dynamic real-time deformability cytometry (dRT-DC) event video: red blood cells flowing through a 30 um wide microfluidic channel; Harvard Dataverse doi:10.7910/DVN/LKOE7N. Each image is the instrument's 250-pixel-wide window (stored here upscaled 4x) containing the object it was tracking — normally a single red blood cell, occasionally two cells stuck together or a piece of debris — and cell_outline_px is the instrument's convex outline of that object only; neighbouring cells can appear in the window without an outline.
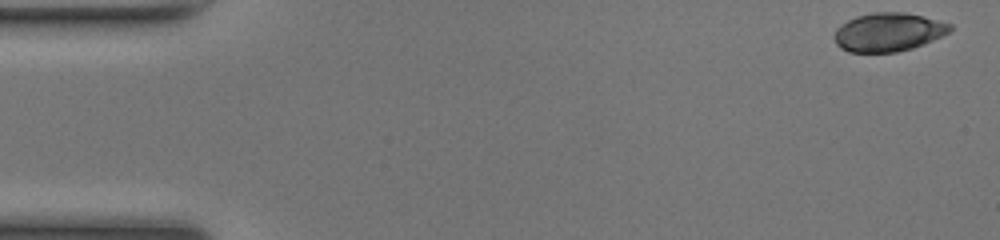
{"species": "common noctule bat (a hibernating species)", "species_latin": "Nyctalus noctula", "temperature_condition": "room temperature", "stored_images_in_passage": 49, "camera_frame_rate_fps": 3000, "um_per_image_px": 0.085, "animal": {"sex": "female", "body_mass_g": 17.0, "forearm_length_mm": 48.0}, "frame": {"image": 1, "passage_image": 1, "time_ms": 0.0, "image_size_px": [1000, 240], "cell_outline_px": [[952, 28], [948, 32], [924, 44], [912, 48], [896, 52], [848, 52], [840, 48], [836, 44], [836, 28], [840, 24], [856, 16], [876, 12], [904, 12], [924, 16], [952, 24]], "centroid_in_image_um": [75.5, 2.72], "position_along_channel_um": 9.5, "area_um2": 25.89}}
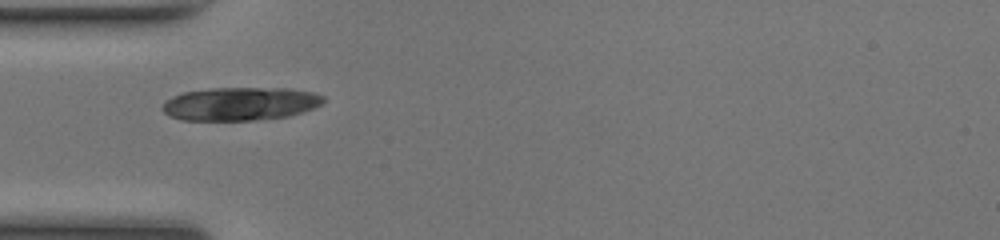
{"frame": {"image": 2, "passage_image": 15, "time_ms": 4.667, "image_size_px": [1000, 240], "cell_outline_px": [[324, 100], [320, 104], [312, 108], [288, 116], [256, 120], [180, 120], [168, 116], [160, 108], [164, 100], [172, 96], [184, 92], [212, 88], [288, 88], [312, 92], [324, 96]], "centroid_in_image_um": [20.35, 8.82], "position_along_channel_um": 64.6, "area_um2": 31.27}}
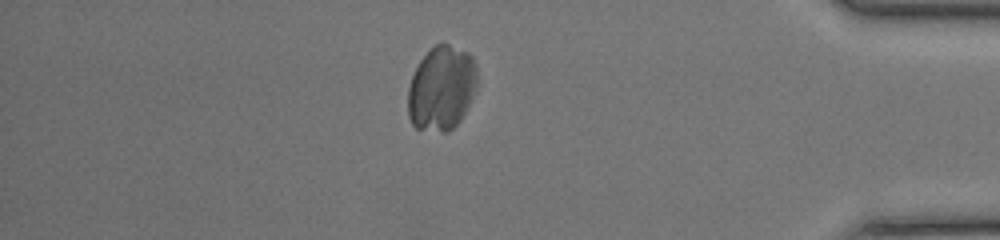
{"frame": {"image": 3, "passage_image": 42, "time_ms": 13.667, "image_size_px": [1000, 240], "cell_outline_px": [[476, 84], [472, 96], [460, 120], [448, 132], [444, 132], [416, 128], [412, 124], [408, 116], [408, 88], [412, 76], [420, 60], [436, 44], [448, 44], [468, 52], [472, 56], [476, 64]], "centroid_in_image_um": [37.51, 7.5], "position_along_channel_um": 397.7, "area_um2": 33.76}}